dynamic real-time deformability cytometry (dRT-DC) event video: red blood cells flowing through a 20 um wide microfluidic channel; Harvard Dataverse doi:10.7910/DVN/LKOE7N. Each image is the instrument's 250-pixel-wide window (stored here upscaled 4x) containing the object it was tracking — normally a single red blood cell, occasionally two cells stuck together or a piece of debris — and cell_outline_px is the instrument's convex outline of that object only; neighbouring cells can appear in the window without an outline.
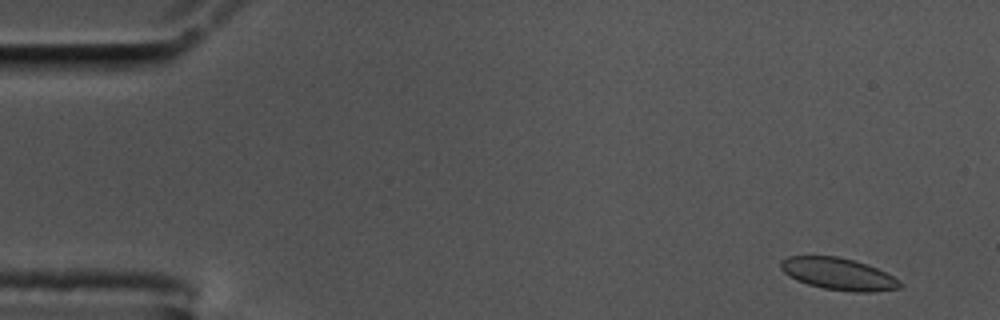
{"species": "common noctule bat (a hibernating species)", "species_latin": "Nyctalus noctula", "temperature_condition": "cold", "stored_images_in_passage": 57, "camera_frame_rate_fps": 3000, "um_per_image_px": 0.085, "animal": {"sex": "male", "body_mass_g": 17.5, "forearm_length_mm": 52.3}, "frame": {"image": 1, "passage_image": 4, "time_ms": 1.0, "image_size_px": [1000, 320], "cell_outline_px": [[904, 284], [900, 288], [872, 292], [852, 292], [824, 288], [808, 284], [796, 280], [788, 276], [780, 268], [780, 260], [788, 256], [836, 256], [868, 264], [900, 280]], "centroid_in_image_um": [71.25, 23.29], "position_along_channel_um": 13.7, "area_um2": 22.25}}
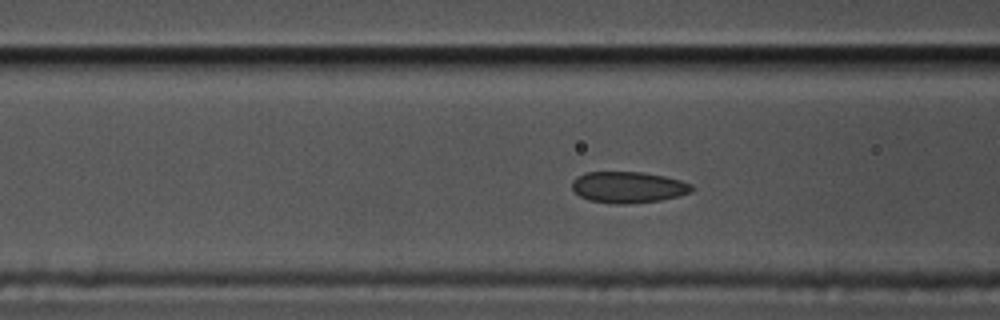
{"frame": {"image": 2, "passage_image": 22, "time_ms": 7.0, "image_size_px": [1000, 320], "cell_outline_px": [[692, 192], [680, 196], [660, 200], [628, 204], [616, 204], [588, 200], [580, 196], [572, 188], [572, 180], [576, 176], [584, 172], [640, 172], [664, 176], [680, 180], [692, 184]], "centroid_in_image_um": [53.38, 15.91], "position_along_channel_um": 113.2, "area_um2": 21.91}}
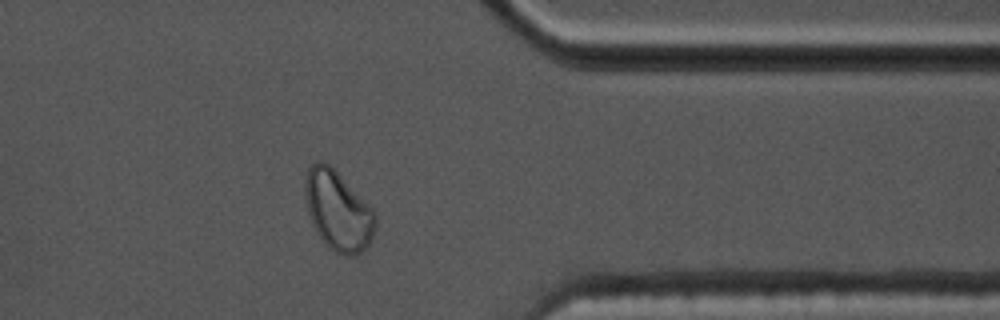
{"frame": {"image": 3, "passage_image": 46, "time_ms": 15.0, "image_size_px": [1000, 320], "cell_outline_px": [[376, 228], [368, 244], [356, 256], [344, 256], [328, 248], [324, 244], [316, 232], [312, 224], [308, 212], [304, 196], [304, 176], [308, 168], [312, 164], [320, 160], [324, 160], [372, 208], [376, 216]], "centroid_in_image_um": [28.69, 17.93], "position_along_channel_um": 382.7, "area_um2": 32.6}, "authors_computed_cell_mechanics": {"area_um2": 22.1374, "velocity_mm_per_s": 3.5125, "shape_relaxation_time_tau1_ms": null, "shape_relaxation_time_tau2_ms": 1.3673, "deformation_change_tau1": null, "deformation_change_tau2": 0.0496}}